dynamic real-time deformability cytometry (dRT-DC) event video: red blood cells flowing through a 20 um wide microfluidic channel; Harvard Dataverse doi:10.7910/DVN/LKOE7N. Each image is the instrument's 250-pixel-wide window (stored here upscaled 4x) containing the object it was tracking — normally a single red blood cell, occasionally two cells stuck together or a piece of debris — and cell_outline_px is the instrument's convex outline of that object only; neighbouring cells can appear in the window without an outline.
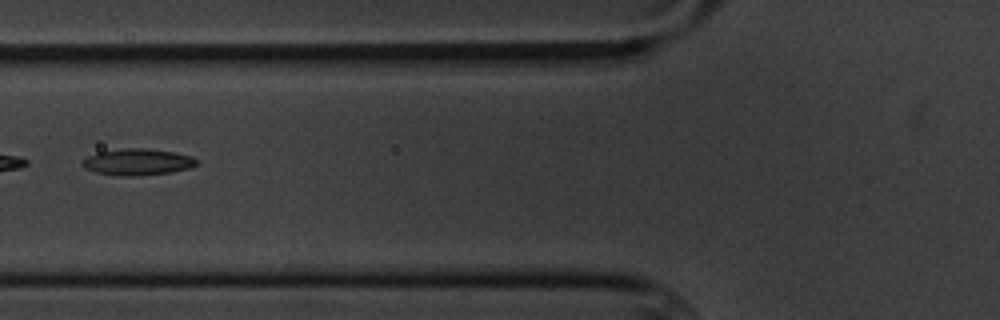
{"species": "common noctule bat (a hibernating species)", "species_latin": "Nyctalus noctula", "temperature_condition": "cold", "stored_images_in_passage": 10, "camera_frame_rate_fps": 3000, "um_per_image_px": 0.085, "animal": {"sex": "male", "body_mass_g": 20.1, "forearm_length_mm": 53.5}, "frame": {"image": 1, "passage_image": 6, "time_ms": 6.0, "image_size_px": [1000, 320], "cell_outline_px": [[196, 164], [188, 168], [172, 172], [136, 176], [120, 176], [96, 172], [84, 168], [80, 164], [80, 160], [96, 152], [128, 148], [144, 148], [176, 152], [192, 156], [196, 160]], "centroid_in_image_um": [11.64, 13.76], "position_along_channel_um": 114.2, "area_um2": 17.69}}
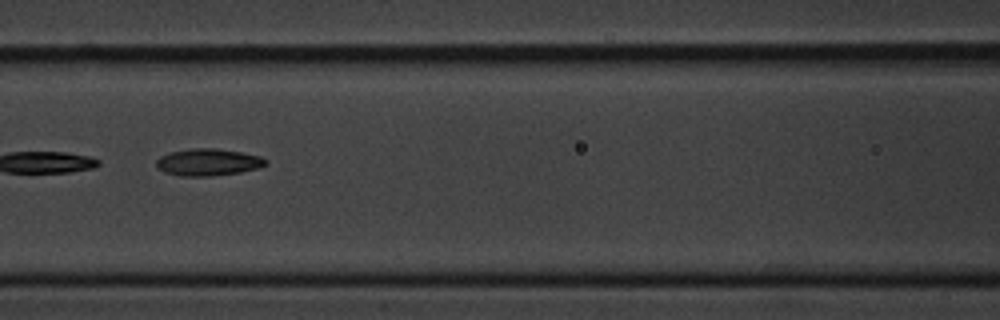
{"frame": {"image": 2, "passage_image": 7, "time_ms": 7.0, "image_size_px": [1000, 320], "cell_outline_px": [[268, 164], [256, 168], [240, 172], [212, 176], [180, 176], [164, 172], [156, 164], [156, 160], [160, 156], [168, 152], [188, 148], [216, 148], [240, 152], [260, 156], [268, 160]], "centroid_in_image_um": [17.67, 13.78], "position_along_channel_um": 148.9, "area_um2": 17.28}}
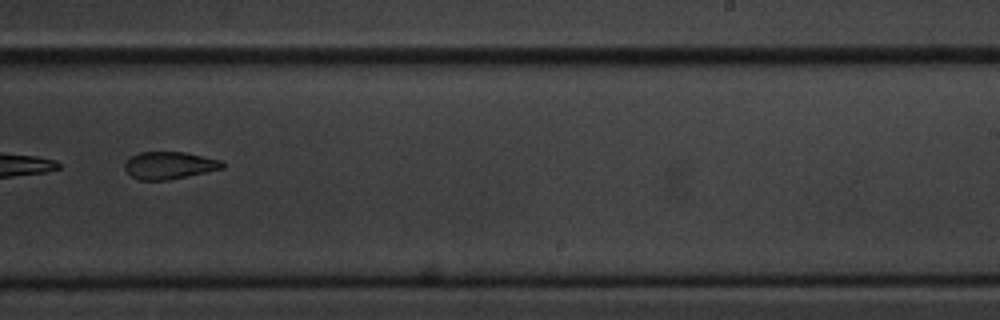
{"frame": {"image": 3, "passage_image": 10, "time_ms": 10.667, "image_size_px": [1000, 320], "cell_outline_px": [[224, 168], [168, 180], [140, 180], [132, 176], [124, 168], [124, 164], [132, 156], [140, 152], [184, 152], [224, 160]], "centroid_in_image_um": [14.43, 14.05], "position_along_channel_um": 274.6, "area_um2": 15.49}}